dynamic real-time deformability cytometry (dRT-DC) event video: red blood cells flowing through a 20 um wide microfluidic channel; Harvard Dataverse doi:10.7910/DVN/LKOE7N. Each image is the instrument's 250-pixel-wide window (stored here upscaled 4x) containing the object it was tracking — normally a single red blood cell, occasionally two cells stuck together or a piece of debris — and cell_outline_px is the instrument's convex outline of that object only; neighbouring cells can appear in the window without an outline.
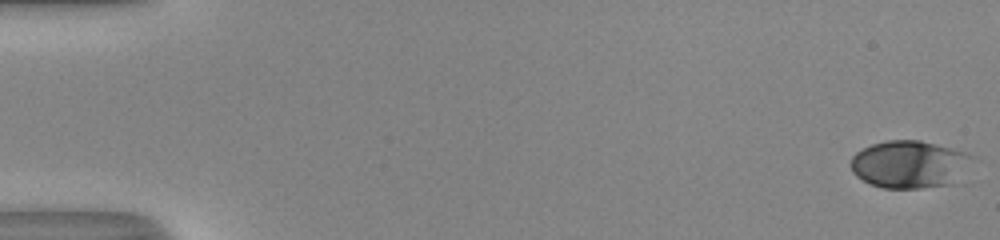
{"species": "human", "species_latin": "Homo sapiens", "temperature_condition": "room temperature", "stored_images_in_passage": 21, "camera_frame_rate_fps": 3000, "um_per_image_px": 0.085, "donor": {"sex": "male"}, "frame": {"image": 1, "passage_image": 1, "time_ms": 0.0, "image_size_px": [1000, 240], "cell_outline_px": [[972, 156], [956, 184], [920, 188], [884, 188], [872, 184], [856, 176], [852, 172], [852, 156], [856, 152], [872, 144], [888, 140], [920, 140], [964, 152]], "centroid_in_image_um": [77.28, 13.98], "position_along_channel_um": 7.7, "area_um2": 33.23}}
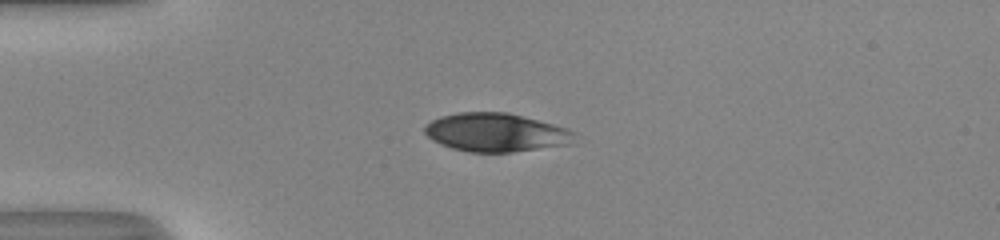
{"frame": {"image": 2, "passage_image": 15, "time_ms": 4.667, "image_size_px": [1000, 240], "cell_outline_px": [[572, 132], [568, 144], [512, 152], [468, 152], [452, 148], [440, 144], [432, 140], [424, 132], [424, 128], [432, 120], [440, 116], [460, 112], [504, 112], [568, 128]], "centroid_in_image_um": [42.05, 11.26], "position_along_channel_um": 42.9, "area_um2": 32.95}}
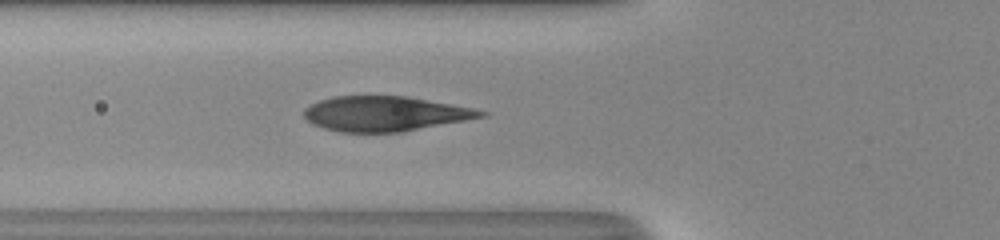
{"frame": {"image": 3, "passage_image": 21, "time_ms": 6.667, "image_size_px": [1000, 240], "cell_outline_px": [[488, 116], [404, 132], [340, 132], [324, 128], [312, 124], [304, 116], [304, 108], [320, 100], [332, 96], [368, 92], [408, 96], [472, 108], [488, 112]], "centroid_in_image_um": [32.7, 9.62], "position_along_channel_um": 93.1, "area_um2": 37.17}}